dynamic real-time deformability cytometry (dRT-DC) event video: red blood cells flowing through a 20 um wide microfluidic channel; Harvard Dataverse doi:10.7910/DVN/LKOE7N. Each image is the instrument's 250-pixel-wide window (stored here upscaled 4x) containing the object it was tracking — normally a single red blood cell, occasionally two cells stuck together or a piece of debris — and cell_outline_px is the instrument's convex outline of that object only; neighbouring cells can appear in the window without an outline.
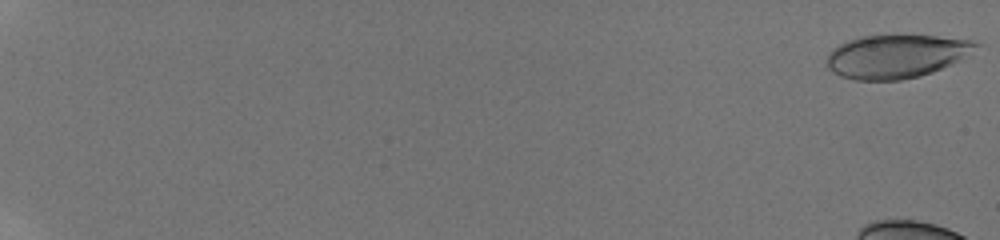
{"species": "human", "species_latin": "Homo sapiens", "temperature_condition": "room temperature", "stored_images_in_passage": 11, "camera_frame_rate_fps": 3000, "um_per_image_px": 0.085, "donor": {"sex": "male"}, "frame": {"image": 1, "passage_image": 1, "time_ms": 0.0, "image_size_px": [1000, 240], "cell_outline_px": [[984, 44], [960, 60], [952, 64], [932, 72], [920, 76], [900, 80], [856, 80], [840, 76], [832, 72], [828, 68], [828, 52], [832, 48], [848, 40], [864, 36], [888, 32], [896, 32], [936, 36], [972, 40]], "centroid_in_image_um": [76.21, 4.73], "position_along_channel_um": 8.8, "area_um2": 38.84}}